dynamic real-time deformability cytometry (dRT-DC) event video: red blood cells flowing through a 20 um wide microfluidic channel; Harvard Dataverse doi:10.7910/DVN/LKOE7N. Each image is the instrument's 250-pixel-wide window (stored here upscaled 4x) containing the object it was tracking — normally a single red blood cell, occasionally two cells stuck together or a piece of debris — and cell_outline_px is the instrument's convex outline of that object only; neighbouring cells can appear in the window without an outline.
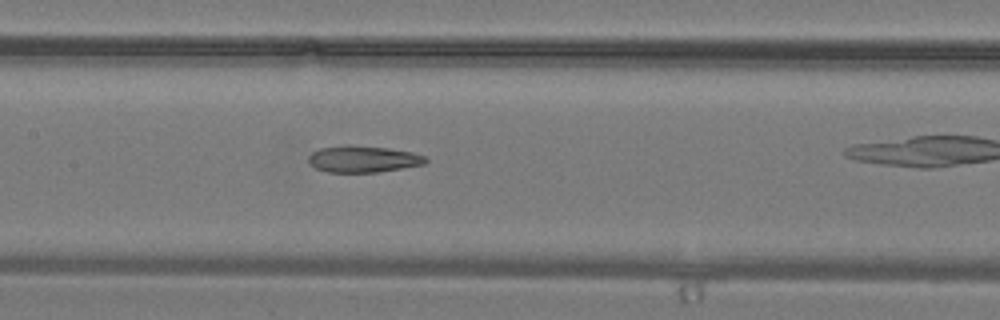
{"species": "common noctule bat (a hibernating species)", "species_latin": "Nyctalus noctula", "temperature_condition": "warm", "stored_images_in_passage": 26, "camera_frame_rate_fps": 3000, "um_per_image_px": 0.085, "animal": {"sex": "male", "body_mass_g": 19.2, "forearm_length_mm": 51.8}, "frame": {"image": 1, "passage_image": 15, "time_ms": 4.667, "image_size_px": [1000, 320], "cell_outline_px": [[428, 160], [424, 164], [376, 172], [328, 172], [316, 168], [308, 160], [308, 156], [312, 152], [320, 148], [344, 144], [352, 144], [388, 148], [412, 152], [424, 156]], "centroid_in_image_um": [30.84, 13.5], "position_along_channel_um": 176.6, "area_um2": 18.15}}
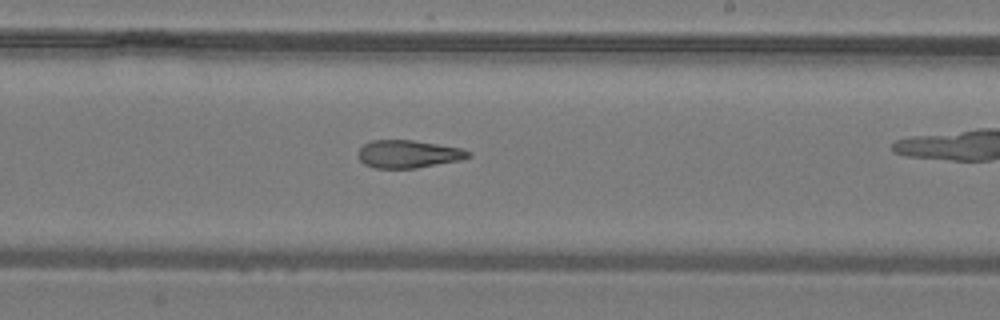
{"frame": {"image": 2, "passage_image": 19, "time_ms": 6.0, "image_size_px": [1000, 320], "cell_outline_px": [[472, 156], [464, 160], [416, 168], [372, 168], [364, 164], [360, 160], [356, 152], [364, 144], [372, 140], [412, 140], [460, 148], [472, 152]], "centroid_in_image_um": [34.71, 13.1], "position_along_channel_um": 254.3, "area_um2": 18.03}}